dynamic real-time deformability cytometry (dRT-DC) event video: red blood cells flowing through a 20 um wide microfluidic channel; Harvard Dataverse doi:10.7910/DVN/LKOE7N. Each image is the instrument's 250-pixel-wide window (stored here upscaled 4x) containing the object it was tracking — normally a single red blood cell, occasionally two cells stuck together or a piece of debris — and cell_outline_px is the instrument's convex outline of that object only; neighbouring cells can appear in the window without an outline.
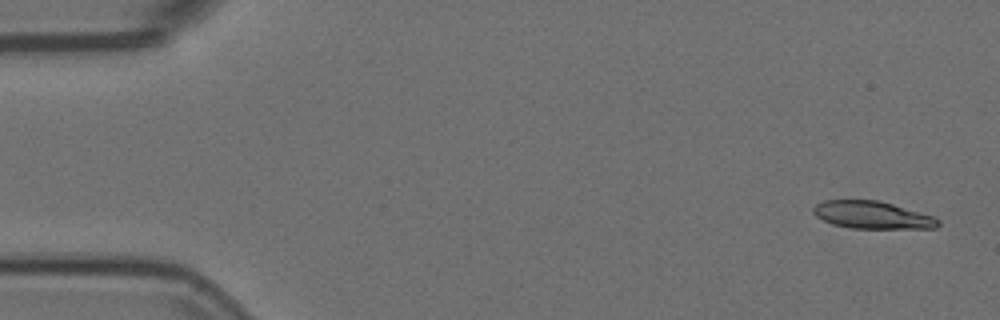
{"species": "Egyptian fruit bat (a non-hibernating species)", "species_latin": "Rousettus aegyptiacus", "temperature_condition": "room temperature", "stored_images_in_passage": 5, "camera_frame_rate_fps": 3000, "um_per_image_px": 0.085, "animal": {"sex": "female"}, "frame": {"image": 1, "passage_image": 1, "time_ms": 0.0, "image_size_px": [1000, 320], "cell_outline_px": [[940, 224], [936, 228], [852, 228], [832, 224], [816, 216], [812, 212], [812, 208], [816, 204], [824, 200], [880, 200], [920, 212], [932, 216], [940, 220]], "centroid_in_image_um": [74.13, 18.27], "position_along_channel_um": 10.9, "area_um2": 19.94}}
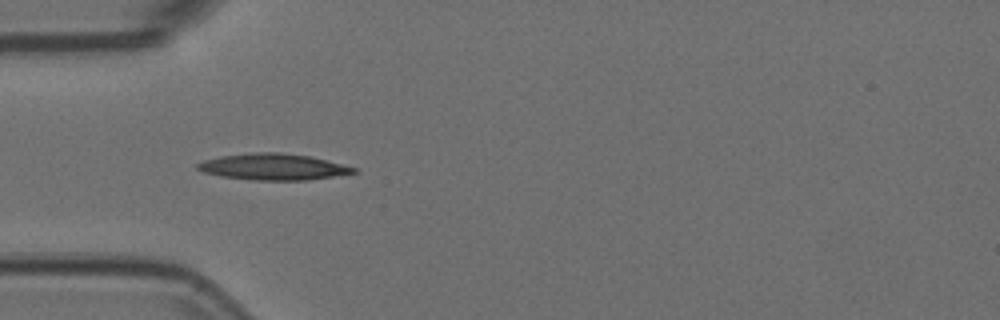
{"frame": {"image": 2, "passage_image": 4, "time_ms": 1.0, "image_size_px": [1000, 320], "cell_outline_px": [[356, 172], [308, 180], [252, 180], [220, 176], [204, 172], [196, 168], [196, 164], [204, 160], [220, 156], [252, 152], [280, 152], [312, 156], [356, 168]], "centroid_in_image_um": [23.18, 14.17], "position_along_channel_um": 61.8, "area_um2": 23.87}}
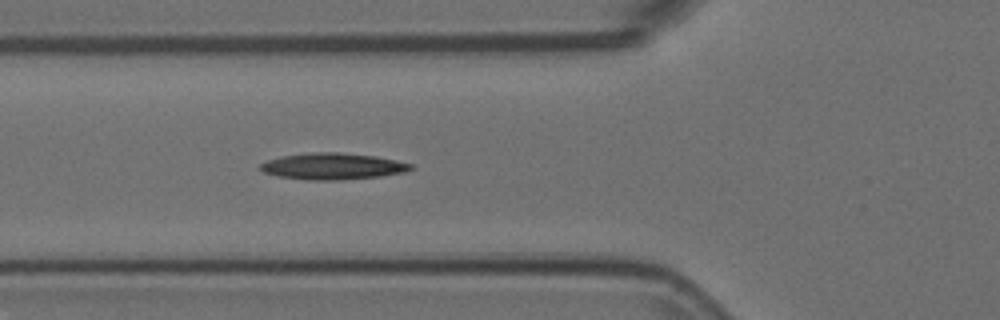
{"frame": {"image": 3, "passage_image": 5, "time_ms": 1.333, "image_size_px": [1000, 320], "cell_outline_px": [[416, 168], [408, 172], [380, 176], [340, 180], [308, 180], [276, 176], [264, 172], [260, 168], [260, 164], [268, 160], [280, 156], [312, 152], [336, 152], [376, 156], [396, 160], [412, 164]], "centroid_in_image_um": [28.32, 14.13], "position_along_channel_um": 97.5, "area_um2": 23.35}}